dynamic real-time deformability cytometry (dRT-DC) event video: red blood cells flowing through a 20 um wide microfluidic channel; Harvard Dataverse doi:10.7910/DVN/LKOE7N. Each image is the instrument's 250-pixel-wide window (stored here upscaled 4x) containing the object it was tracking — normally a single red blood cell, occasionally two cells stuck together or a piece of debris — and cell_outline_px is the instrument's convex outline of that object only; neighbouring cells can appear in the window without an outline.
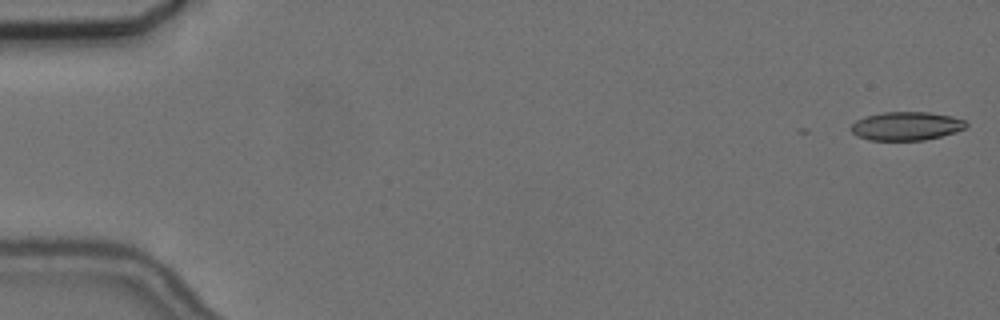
{"species": "common noctule bat (a hibernating species)", "species_latin": "Nyctalus noctula", "temperature_condition": "cold", "stored_images_in_passage": 10, "camera_frame_rate_fps": 3000, "um_per_image_px": 0.085, "animal": {"sex": "female", "body_mass_g": 24.6, "forearm_length_mm": 56.2}, "frame": {"image": 1, "passage_image": 1, "time_ms": 0.0, "image_size_px": [1000, 320], "cell_outline_px": [[968, 124], [964, 128], [956, 132], [924, 140], [868, 140], [852, 132], [848, 128], [856, 120], [864, 116], [884, 112], [928, 112], [952, 116], [964, 120]], "centroid_in_image_um": [77.02, 10.71], "position_along_channel_um": 8.0, "area_um2": 19.13}}